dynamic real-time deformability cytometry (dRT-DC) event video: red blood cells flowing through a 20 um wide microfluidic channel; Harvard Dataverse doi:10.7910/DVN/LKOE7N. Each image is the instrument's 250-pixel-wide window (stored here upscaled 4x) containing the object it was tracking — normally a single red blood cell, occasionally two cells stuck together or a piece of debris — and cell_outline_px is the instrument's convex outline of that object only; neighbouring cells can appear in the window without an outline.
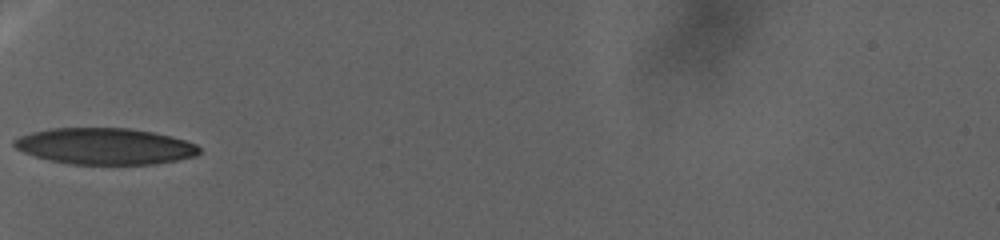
{"species": "human", "species_latin": "Homo sapiens", "temperature_condition": "warm", "stored_images_in_passage": 92, "camera_frame_rate_fps": 3000, "um_per_image_px": 0.085, "donor": {"sex": "female"}, "frame": {"image": 1, "passage_image": 1, "time_ms": 0.0, "image_size_px": [1000, 240], "cell_outline_px": [[200, 152], [196, 156], [156, 164], [72, 164], [48, 160], [24, 152], [16, 148], [12, 144], [12, 140], [20, 136], [32, 132], [48, 128], [128, 128], [152, 132], [172, 136], [196, 144], [200, 148]], "centroid_in_image_um": [8.91, 12.43], "position_along_channel_um": 76.1, "area_um2": 39.25}}
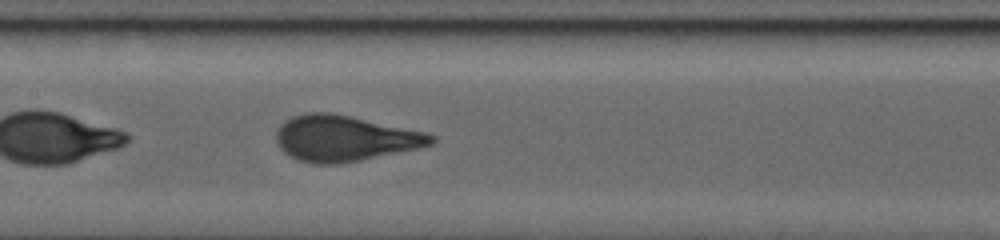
{"frame": {"image": 2, "passage_image": 25, "time_ms": 8.0, "image_size_px": [1000, 240], "cell_outline_px": [[436, 140], [432, 144], [416, 148], [360, 160], [340, 164], [312, 164], [296, 160], [284, 152], [276, 144], [276, 132], [280, 124], [284, 120], [292, 116], [304, 112], [332, 112], [424, 132], [436, 136]], "centroid_in_image_um": [29.21, 11.75], "position_along_channel_um": 178.2, "area_um2": 41.38}}
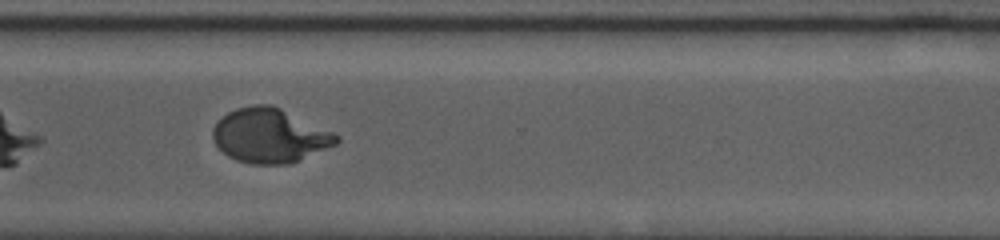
{"frame": {"image": 3, "passage_image": 63, "time_ms": 20.667, "image_size_px": [1000, 240], "cell_outline_px": [[340, 140], [336, 144], [300, 160], [288, 164], [248, 164], [236, 160], [228, 156], [212, 140], [212, 128], [228, 112], [236, 108], [252, 104], [272, 104], [332, 132], [340, 136]], "centroid_in_image_um": [22.91, 11.53], "position_along_channel_um": 347.7, "area_um2": 38.96}}